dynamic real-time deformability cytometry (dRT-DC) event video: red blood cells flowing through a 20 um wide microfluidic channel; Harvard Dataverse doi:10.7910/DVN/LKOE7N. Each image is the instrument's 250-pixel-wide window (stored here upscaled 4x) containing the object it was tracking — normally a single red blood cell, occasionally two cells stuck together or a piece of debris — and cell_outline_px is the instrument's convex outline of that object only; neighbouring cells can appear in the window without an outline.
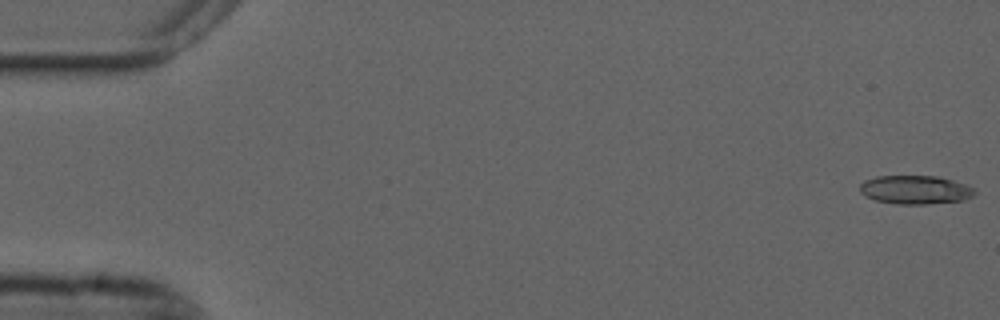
{"species": "common noctule bat (a hibernating species)", "species_latin": "Nyctalus noctula", "temperature_condition": "cold", "stored_images_in_passage": 17, "camera_frame_rate_fps": 3000, "um_per_image_px": 0.085, "animal": {"sex": "male", "forearm_length_mm": 52.5}, "frame": {"image": 1, "passage_image": 1, "time_ms": 0.0, "image_size_px": [1000, 320], "cell_outline_px": [[976, 192], [972, 196], [964, 200], [924, 204], [896, 204], [876, 200], [864, 196], [860, 192], [860, 184], [864, 180], [876, 176], [936, 176], [968, 184]], "centroid_in_image_um": [77.78, 16.13], "position_along_channel_um": 7.2, "area_um2": 19.19}}
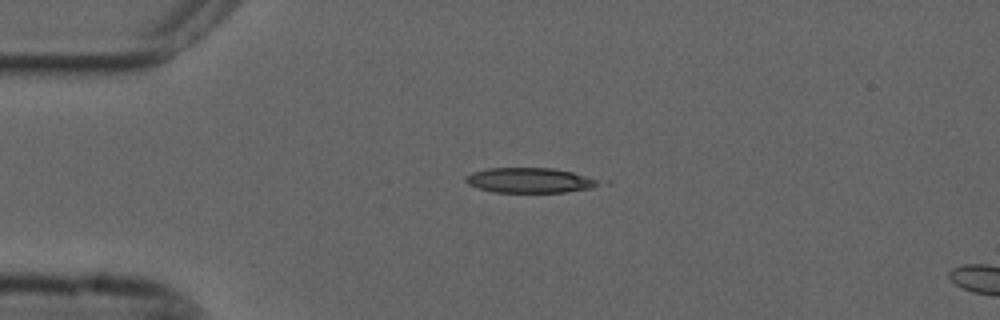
{"frame": {"image": 2, "passage_image": 13, "time_ms": 4.0, "image_size_px": [1000, 320], "cell_outline_px": [[600, 184], [592, 188], [564, 192], [492, 192], [476, 188], [468, 184], [464, 180], [472, 172], [488, 168], [552, 168], [572, 172], [596, 180]], "centroid_in_image_um": [44.96, 15.33], "position_along_channel_um": 40.0, "area_um2": 19.19}}